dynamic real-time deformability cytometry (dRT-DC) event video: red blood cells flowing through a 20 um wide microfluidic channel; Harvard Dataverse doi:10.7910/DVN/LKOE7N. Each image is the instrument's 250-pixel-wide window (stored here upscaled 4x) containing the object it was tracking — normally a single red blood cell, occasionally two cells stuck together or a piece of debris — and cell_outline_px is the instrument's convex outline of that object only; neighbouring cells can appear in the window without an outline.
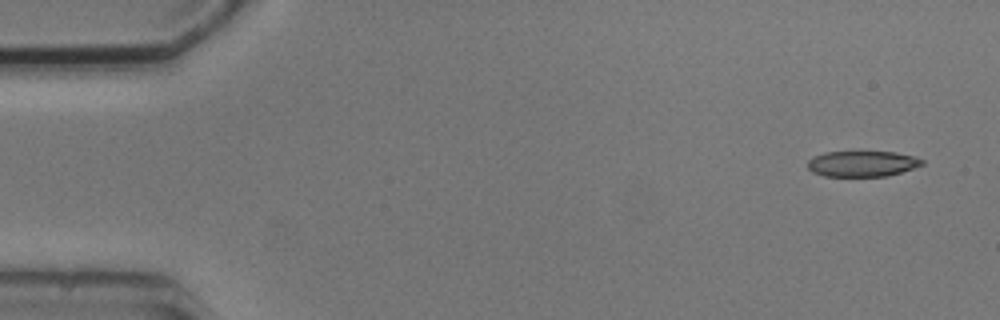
{"species": "common noctule bat (a hibernating species)", "species_latin": "Nyctalus noctula", "temperature_condition": "cold", "stored_images_in_passage": 6, "camera_frame_rate_fps": 3000, "um_per_image_px": 0.085, "animal": {"sex": "male", "body_mass_g": 20.5, "forearm_length_mm": 52.5}, "frame": {"image": 1, "passage_image": 1, "time_ms": 0.0, "image_size_px": [1000, 320], "cell_outline_px": [[924, 164], [888, 176], [824, 176], [812, 172], [808, 168], [808, 160], [824, 152], [896, 152], [912, 156], [924, 160]], "centroid_in_image_um": [73.28, 13.92], "position_along_channel_um": 11.7, "area_um2": 16.99}}
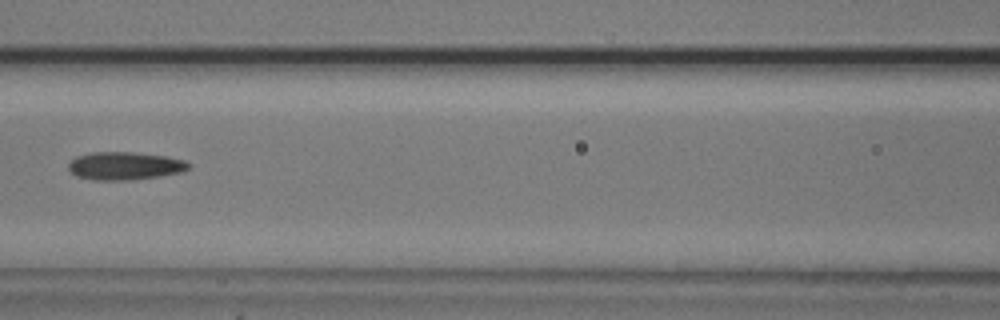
{"frame": {"image": 2, "passage_image": 6, "time_ms": 7.0, "image_size_px": [1000, 320], "cell_outline_px": [[192, 164], [184, 172], [132, 180], [96, 180], [76, 176], [68, 168], [68, 164], [76, 156], [92, 152], [136, 152], [168, 156], [184, 160]], "centroid_in_image_um": [10.64, 14.09], "position_along_channel_um": 156.0, "area_um2": 19.71}}